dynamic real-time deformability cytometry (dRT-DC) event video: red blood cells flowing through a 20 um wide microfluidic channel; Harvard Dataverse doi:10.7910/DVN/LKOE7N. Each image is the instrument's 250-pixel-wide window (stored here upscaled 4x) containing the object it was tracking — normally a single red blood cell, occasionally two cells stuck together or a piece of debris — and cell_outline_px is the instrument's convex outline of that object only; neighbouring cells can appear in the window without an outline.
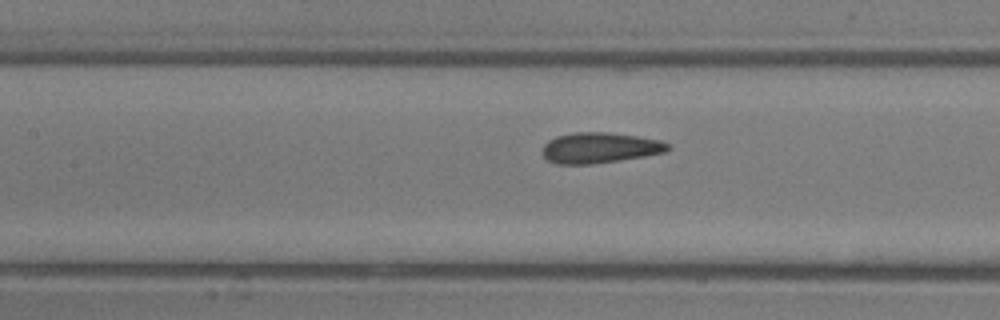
{"species": "common noctule bat (a hibernating species)", "species_latin": "Nyctalus noctula", "temperature_condition": "room temperature", "stored_images_in_passage": 4, "camera_frame_rate_fps": 3000, "um_per_image_px": 0.085, "animal": {"sex": "male", "body_mass_g": 13.3}, "frame": {"image": 1, "passage_image": 4, "time_ms": 3.667, "image_size_px": [1000, 320], "cell_outline_px": [[672, 148], [664, 152], [644, 156], [592, 164], [556, 164], [548, 160], [544, 156], [544, 144], [548, 140], [556, 136], [576, 132], [604, 132], [636, 136], [660, 140], [668, 144]], "centroid_in_image_um": [50.97, 12.56], "position_along_channel_um": 156.4, "area_um2": 22.14}}